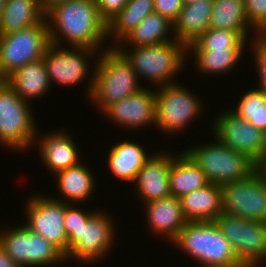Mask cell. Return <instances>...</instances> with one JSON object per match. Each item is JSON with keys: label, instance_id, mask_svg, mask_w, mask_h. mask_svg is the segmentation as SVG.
<instances>
[{"label": "cell", "instance_id": "obj_1", "mask_svg": "<svg viewBox=\"0 0 266 267\" xmlns=\"http://www.w3.org/2000/svg\"><path fill=\"white\" fill-rule=\"evenodd\" d=\"M45 19L52 44L63 47L65 41L68 47L98 49L100 52L109 48L103 46L108 44L107 24L99 15L96 0L65 1L50 8Z\"/></svg>", "mask_w": 266, "mask_h": 267}, {"label": "cell", "instance_id": "obj_2", "mask_svg": "<svg viewBox=\"0 0 266 267\" xmlns=\"http://www.w3.org/2000/svg\"><path fill=\"white\" fill-rule=\"evenodd\" d=\"M115 48L131 64L139 81L145 78L155 87L179 82L175 77L182 69L185 70L184 66L189 61L187 46L177 40L130 49Z\"/></svg>", "mask_w": 266, "mask_h": 267}, {"label": "cell", "instance_id": "obj_3", "mask_svg": "<svg viewBox=\"0 0 266 267\" xmlns=\"http://www.w3.org/2000/svg\"><path fill=\"white\" fill-rule=\"evenodd\" d=\"M171 244L184 251L198 266H243L215 221L187 222Z\"/></svg>", "mask_w": 266, "mask_h": 267}, {"label": "cell", "instance_id": "obj_4", "mask_svg": "<svg viewBox=\"0 0 266 267\" xmlns=\"http://www.w3.org/2000/svg\"><path fill=\"white\" fill-rule=\"evenodd\" d=\"M94 69V86L89 101L96 105L99 113L144 87L131 64L115 47L109 46L99 53Z\"/></svg>", "mask_w": 266, "mask_h": 267}, {"label": "cell", "instance_id": "obj_5", "mask_svg": "<svg viewBox=\"0 0 266 267\" xmlns=\"http://www.w3.org/2000/svg\"><path fill=\"white\" fill-rule=\"evenodd\" d=\"M214 138L183 150L201 168L209 183L222 186L242 180L259 167L243 152L234 151Z\"/></svg>", "mask_w": 266, "mask_h": 267}, {"label": "cell", "instance_id": "obj_6", "mask_svg": "<svg viewBox=\"0 0 266 267\" xmlns=\"http://www.w3.org/2000/svg\"><path fill=\"white\" fill-rule=\"evenodd\" d=\"M34 116L31 104L0 80V143L4 149L31 151L39 127Z\"/></svg>", "mask_w": 266, "mask_h": 267}, {"label": "cell", "instance_id": "obj_7", "mask_svg": "<svg viewBox=\"0 0 266 267\" xmlns=\"http://www.w3.org/2000/svg\"><path fill=\"white\" fill-rule=\"evenodd\" d=\"M66 47L67 45L62 47L51 43L46 49L43 61L50 82L52 85L54 83L61 87L70 88L82 84L88 78L86 98L89 99L94 86L95 69L93 68H95V65H92V63L96 64L100 52L98 49ZM90 59H93V62Z\"/></svg>", "mask_w": 266, "mask_h": 267}, {"label": "cell", "instance_id": "obj_8", "mask_svg": "<svg viewBox=\"0 0 266 267\" xmlns=\"http://www.w3.org/2000/svg\"><path fill=\"white\" fill-rule=\"evenodd\" d=\"M186 87L178 82L156 88L153 86L156 90L154 126L165 135L173 136L182 133L188 127L187 125L202 115L204 110L202 99L200 100V96Z\"/></svg>", "mask_w": 266, "mask_h": 267}, {"label": "cell", "instance_id": "obj_9", "mask_svg": "<svg viewBox=\"0 0 266 267\" xmlns=\"http://www.w3.org/2000/svg\"><path fill=\"white\" fill-rule=\"evenodd\" d=\"M51 44L47 21L10 34L0 35V80L19 68L43 59Z\"/></svg>", "mask_w": 266, "mask_h": 267}, {"label": "cell", "instance_id": "obj_10", "mask_svg": "<svg viewBox=\"0 0 266 267\" xmlns=\"http://www.w3.org/2000/svg\"><path fill=\"white\" fill-rule=\"evenodd\" d=\"M7 228L0 230V245L20 267H54L66 262L54 244L24 225Z\"/></svg>", "mask_w": 266, "mask_h": 267}, {"label": "cell", "instance_id": "obj_11", "mask_svg": "<svg viewBox=\"0 0 266 267\" xmlns=\"http://www.w3.org/2000/svg\"><path fill=\"white\" fill-rule=\"evenodd\" d=\"M222 210L246 220L266 222V167L221 186Z\"/></svg>", "mask_w": 266, "mask_h": 267}, {"label": "cell", "instance_id": "obj_12", "mask_svg": "<svg viewBox=\"0 0 266 267\" xmlns=\"http://www.w3.org/2000/svg\"><path fill=\"white\" fill-rule=\"evenodd\" d=\"M218 113L211 134L232 150L246 154L259 167H266L265 132L238 117L230 108Z\"/></svg>", "mask_w": 266, "mask_h": 267}, {"label": "cell", "instance_id": "obj_13", "mask_svg": "<svg viewBox=\"0 0 266 267\" xmlns=\"http://www.w3.org/2000/svg\"><path fill=\"white\" fill-rule=\"evenodd\" d=\"M215 223L243 265L266 264V222L222 212Z\"/></svg>", "mask_w": 266, "mask_h": 267}, {"label": "cell", "instance_id": "obj_14", "mask_svg": "<svg viewBox=\"0 0 266 267\" xmlns=\"http://www.w3.org/2000/svg\"><path fill=\"white\" fill-rule=\"evenodd\" d=\"M115 220L103 210H99L80 229L78 241L68 250L65 260L87 263L101 262L115 244L116 230ZM116 229V230H115Z\"/></svg>", "mask_w": 266, "mask_h": 267}, {"label": "cell", "instance_id": "obj_15", "mask_svg": "<svg viewBox=\"0 0 266 267\" xmlns=\"http://www.w3.org/2000/svg\"><path fill=\"white\" fill-rule=\"evenodd\" d=\"M25 202V227L43 236L64 255L68 253V237L64 228L65 203L41 193L32 194Z\"/></svg>", "mask_w": 266, "mask_h": 267}, {"label": "cell", "instance_id": "obj_16", "mask_svg": "<svg viewBox=\"0 0 266 267\" xmlns=\"http://www.w3.org/2000/svg\"><path fill=\"white\" fill-rule=\"evenodd\" d=\"M148 87V88H147ZM118 128L138 131L155 125L156 94L155 89L145 86L141 90L108 106L103 112ZM128 128V129H127ZM134 129V130H133Z\"/></svg>", "mask_w": 266, "mask_h": 267}, {"label": "cell", "instance_id": "obj_17", "mask_svg": "<svg viewBox=\"0 0 266 267\" xmlns=\"http://www.w3.org/2000/svg\"><path fill=\"white\" fill-rule=\"evenodd\" d=\"M39 132L41 133L37 130L34 146L38 147L40 160L51 174L55 175L82 162L80 148L71 136L73 134L64 129L49 131L40 136Z\"/></svg>", "mask_w": 266, "mask_h": 267}, {"label": "cell", "instance_id": "obj_18", "mask_svg": "<svg viewBox=\"0 0 266 267\" xmlns=\"http://www.w3.org/2000/svg\"><path fill=\"white\" fill-rule=\"evenodd\" d=\"M174 154L156 151L138 172L133 186L141 204L171 196L169 173Z\"/></svg>", "mask_w": 266, "mask_h": 267}, {"label": "cell", "instance_id": "obj_19", "mask_svg": "<svg viewBox=\"0 0 266 267\" xmlns=\"http://www.w3.org/2000/svg\"><path fill=\"white\" fill-rule=\"evenodd\" d=\"M107 154V167L113 175L114 180L134 183L138 172L144 164L153 156L140 142L130 140H121L114 143ZM146 150V151H145ZM148 152V153H147Z\"/></svg>", "mask_w": 266, "mask_h": 267}, {"label": "cell", "instance_id": "obj_20", "mask_svg": "<svg viewBox=\"0 0 266 267\" xmlns=\"http://www.w3.org/2000/svg\"><path fill=\"white\" fill-rule=\"evenodd\" d=\"M149 229L153 235L171 243L188 222L183 215L179 198L169 196L144 204Z\"/></svg>", "mask_w": 266, "mask_h": 267}, {"label": "cell", "instance_id": "obj_21", "mask_svg": "<svg viewBox=\"0 0 266 267\" xmlns=\"http://www.w3.org/2000/svg\"><path fill=\"white\" fill-rule=\"evenodd\" d=\"M94 172L89 166L80 162L78 165L62 170L55 174L57 187L56 190L61 197H55L65 204H79L90 201L97 187ZM87 200V201H86Z\"/></svg>", "mask_w": 266, "mask_h": 267}, {"label": "cell", "instance_id": "obj_22", "mask_svg": "<svg viewBox=\"0 0 266 267\" xmlns=\"http://www.w3.org/2000/svg\"><path fill=\"white\" fill-rule=\"evenodd\" d=\"M179 199L188 222L215 221L223 212L221 186L214 183L189 192Z\"/></svg>", "mask_w": 266, "mask_h": 267}, {"label": "cell", "instance_id": "obj_23", "mask_svg": "<svg viewBox=\"0 0 266 267\" xmlns=\"http://www.w3.org/2000/svg\"><path fill=\"white\" fill-rule=\"evenodd\" d=\"M212 7L213 0L184 3L177 20L174 22L176 40L188 47L209 29Z\"/></svg>", "mask_w": 266, "mask_h": 267}, {"label": "cell", "instance_id": "obj_24", "mask_svg": "<svg viewBox=\"0 0 266 267\" xmlns=\"http://www.w3.org/2000/svg\"><path fill=\"white\" fill-rule=\"evenodd\" d=\"M4 81L26 102L41 99L52 85L43 59L14 71Z\"/></svg>", "mask_w": 266, "mask_h": 267}, {"label": "cell", "instance_id": "obj_25", "mask_svg": "<svg viewBox=\"0 0 266 267\" xmlns=\"http://www.w3.org/2000/svg\"><path fill=\"white\" fill-rule=\"evenodd\" d=\"M209 28L235 31L243 39L258 38V33L248 22L244 0H213Z\"/></svg>", "mask_w": 266, "mask_h": 267}, {"label": "cell", "instance_id": "obj_26", "mask_svg": "<svg viewBox=\"0 0 266 267\" xmlns=\"http://www.w3.org/2000/svg\"><path fill=\"white\" fill-rule=\"evenodd\" d=\"M171 40H176L174 23L159 13L152 12L115 47H141Z\"/></svg>", "mask_w": 266, "mask_h": 267}, {"label": "cell", "instance_id": "obj_27", "mask_svg": "<svg viewBox=\"0 0 266 267\" xmlns=\"http://www.w3.org/2000/svg\"><path fill=\"white\" fill-rule=\"evenodd\" d=\"M169 180L171 196L176 198L209 184L201 168L184 151L174 155Z\"/></svg>", "mask_w": 266, "mask_h": 267}, {"label": "cell", "instance_id": "obj_28", "mask_svg": "<svg viewBox=\"0 0 266 267\" xmlns=\"http://www.w3.org/2000/svg\"><path fill=\"white\" fill-rule=\"evenodd\" d=\"M44 18L39 0H7L0 16V35L32 27Z\"/></svg>", "mask_w": 266, "mask_h": 267}, {"label": "cell", "instance_id": "obj_29", "mask_svg": "<svg viewBox=\"0 0 266 267\" xmlns=\"http://www.w3.org/2000/svg\"><path fill=\"white\" fill-rule=\"evenodd\" d=\"M247 48H219V49H187L188 57H193L194 69L201 75H226L234 71L238 61ZM192 52V53H191ZM196 66V67H195Z\"/></svg>", "mask_w": 266, "mask_h": 267}, {"label": "cell", "instance_id": "obj_30", "mask_svg": "<svg viewBox=\"0 0 266 267\" xmlns=\"http://www.w3.org/2000/svg\"><path fill=\"white\" fill-rule=\"evenodd\" d=\"M154 12L153 0H128L125 7L107 24L108 41L117 46L142 20ZM116 44V45H115Z\"/></svg>", "mask_w": 266, "mask_h": 267}, {"label": "cell", "instance_id": "obj_31", "mask_svg": "<svg viewBox=\"0 0 266 267\" xmlns=\"http://www.w3.org/2000/svg\"><path fill=\"white\" fill-rule=\"evenodd\" d=\"M239 98L236 102L238 104L232 106L230 110L266 133V92L258 87H252Z\"/></svg>", "mask_w": 266, "mask_h": 267}, {"label": "cell", "instance_id": "obj_32", "mask_svg": "<svg viewBox=\"0 0 266 267\" xmlns=\"http://www.w3.org/2000/svg\"><path fill=\"white\" fill-rule=\"evenodd\" d=\"M249 40L243 39L235 31L209 28L191 43L187 49L246 48L256 39L250 37Z\"/></svg>", "mask_w": 266, "mask_h": 267}, {"label": "cell", "instance_id": "obj_33", "mask_svg": "<svg viewBox=\"0 0 266 267\" xmlns=\"http://www.w3.org/2000/svg\"><path fill=\"white\" fill-rule=\"evenodd\" d=\"M97 211L98 209L82 211L77 204H65L64 228L68 237V250L78 241L82 225L85 224Z\"/></svg>", "mask_w": 266, "mask_h": 267}, {"label": "cell", "instance_id": "obj_34", "mask_svg": "<svg viewBox=\"0 0 266 267\" xmlns=\"http://www.w3.org/2000/svg\"><path fill=\"white\" fill-rule=\"evenodd\" d=\"M244 8L249 24L259 34L266 26V0H244Z\"/></svg>", "mask_w": 266, "mask_h": 267}, {"label": "cell", "instance_id": "obj_35", "mask_svg": "<svg viewBox=\"0 0 266 267\" xmlns=\"http://www.w3.org/2000/svg\"><path fill=\"white\" fill-rule=\"evenodd\" d=\"M250 51L253 53L252 60L255 62V71L257 73V87L266 92V45L257 39L250 43Z\"/></svg>", "mask_w": 266, "mask_h": 267}, {"label": "cell", "instance_id": "obj_36", "mask_svg": "<svg viewBox=\"0 0 266 267\" xmlns=\"http://www.w3.org/2000/svg\"><path fill=\"white\" fill-rule=\"evenodd\" d=\"M154 12L175 22L183 8L184 0H153Z\"/></svg>", "mask_w": 266, "mask_h": 267}, {"label": "cell", "instance_id": "obj_37", "mask_svg": "<svg viewBox=\"0 0 266 267\" xmlns=\"http://www.w3.org/2000/svg\"><path fill=\"white\" fill-rule=\"evenodd\" d=\"M101 19L108 24L125 7L128 0H96Z\"/></svg>", "mask_w": 266, "mask_h": 267}, {"label": "cell", "instance_id": "obj_38", "mask_svg": "<svg viewBox=\"0 0 266 267\" xmlns=\"http://www.w3.org/2000/svg\"><path fill=\"white\" fill-rule=\"evenodd\" d=\"M0 267H20L14 262L0 245Z\"/></svg>", "mask_w": 266, "mask_h": 267}, {"label": "cell", "instance_id": "obj_39", "mask_svg": "<svg viewBox=\"0 0 266 267\" xmlns=\"http://www.w3.org/2000/svg\"><path fill=\"white\" fill-rule=\"evenodd\" d=\"M69 0H39L41 8L46 13L53 6Z\"/></svg>", "mask_w": 266, "mask_h": 267}, {"label": "cell", "instance_id": "obj_40", "mask_svg": "<svg viewBox=\"0 0 266 267\" xmlns=\"http://www.w3.org/2000/svg\"><path fill=\"white\" fill-rule=\"evenodd\" d=\"M258 41H266V26L262 29V31L258 34Z\"/></svg>", "mask_w": 266, "mask_h": 267}, {"label": "cell", "instance_id": "obj_41", "mask_svg": "<svg viewBox=\"0 0 266 267\" xmlns=\"http://www.w3.org/2000/svg\"><path fill=\"white\" fill-rule=\"evenodd\" d=\"M6 2H7V0H0V16H1V13L3 11V8H4Z\"/></svg>", "mask_w": 266, "mask_h": 267}, {"label": "cell", "instance_id": "obj_42", "mask_svg": "<svg viewBox=\"0 0 266 267\" xmlns=\"http://www.w3.org/2000/svg\"><path fill=\"white\" fill-rule=\"evenodd\" d=\"M262 264H249V265H243L242 267H261ZM266 267V265H264ZM262 266V267H264Z\"/></svg>", "mask_w": 266, "mask_h": 267}, {"label": "cell", "instance_id": "obj_43", "mask_svg": "<svg viewBox=\"0 0 266 267\" xmlns=\"http://www.w3.org/2000/svg\"><path fill=\"white\" fill-rule=\"evenodd\" d=\"M197 0H184V3H193L196 2Z\"/></svg>", "mask_w": 266, "mask_h": 267}, {"label": "cell", "instance_id": "obj_44", "mask_svg": "<svg viewBox=\"0 0 266 267\" xmlns=\"http://www.w3.org/2000/svg\"><path fill=\"white\" fill-rule=\"evenodd\" d=\"M262 44L266 45V41H260Z\"/></svg>", "mask_w": 266, "mask_h": 267}]
</instances>
